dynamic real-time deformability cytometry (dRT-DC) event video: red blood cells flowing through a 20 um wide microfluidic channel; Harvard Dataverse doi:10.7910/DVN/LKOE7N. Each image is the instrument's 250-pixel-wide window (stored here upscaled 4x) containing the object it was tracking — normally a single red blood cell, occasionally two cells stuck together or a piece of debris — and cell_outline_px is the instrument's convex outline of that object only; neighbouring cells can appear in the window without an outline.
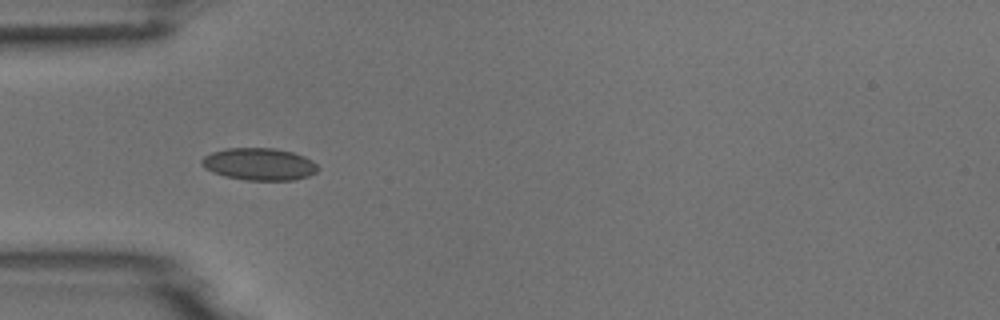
{"species": "common noctule bat (a hibernating species)", "species_latin": "Nyctalus noctula", "temperature_condition": "room temperature", "stored_images_in_passage": 6, "camera_frame_rate_fps": 3000, "um_per_image_px": 0.085, "animal": {"sex": "male", "body_mass_g": 18.8}, "frame": {"image": 1, "passage_image": 5, "time_ms": 5.0, "image_size_px": [1000, 320], "cell_outline_px": [[320, 168], [316, 172], [308, 176], [292, 180], [244, 180], [224, 176], [212, 172], [204, 168], [200, 164], [200, 160], [204, 156], [212, 152], [224, 148], [276, 148], [292, 152], [304, 156], [312, 160]], "centroid_in_image_um": [22.01, 13.95], "position_along_channel_um": 63.0, "area_um2": 22.02}}